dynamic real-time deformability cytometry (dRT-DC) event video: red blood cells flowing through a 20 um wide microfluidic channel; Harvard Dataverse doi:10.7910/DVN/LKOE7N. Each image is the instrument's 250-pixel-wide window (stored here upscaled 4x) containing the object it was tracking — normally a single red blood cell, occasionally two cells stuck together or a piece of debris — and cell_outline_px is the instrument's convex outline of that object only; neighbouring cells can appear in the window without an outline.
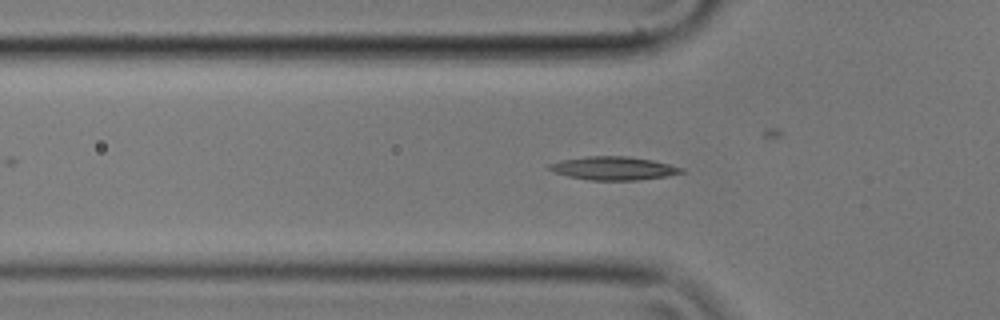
{"species": "common noctule bat (a hibernating species)", "species_latin": "Nyctalus noctula", "temperature_condition": "cold", "stored_images_in_passage": 22, "camera_frame_rate_fps": 3000, "um_per_image_px": 0.085, "animal": {"sex": "male", "body_mass_g": 17.9}, "frame": {"image": 1, "passage_image": 6, "time_ms": 1.667, "image_size_px": [1000, 320], "cell_outline_px": [[684, 172], [668, 176], [636, 180], [588, 180], [568, 176], [552, 172], [548, 168], [548, 164], [560, 160], [588, 156], [628, 156], [652, 160], [684, 168]], "centroid_in_image_um": [52.12, 14.3], "position_along_channel_um": 73.7, "area_um2": 18.03}}
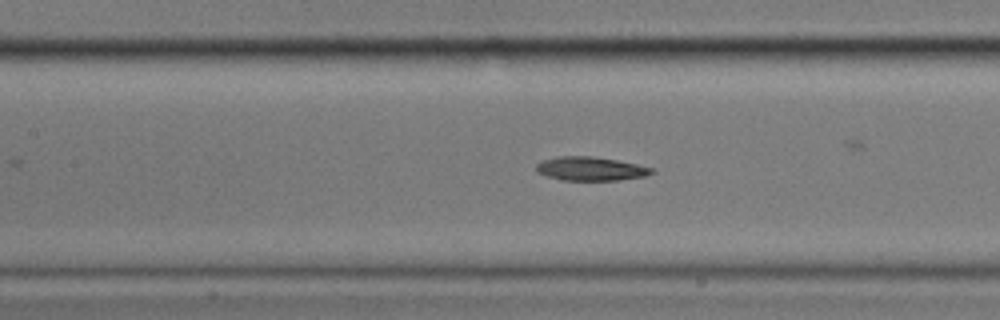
{"frame": {"image": 2, "passage_image": 13, "time_ms": 4.0, "image_size_px": [1000, 320], "cell_outline_px": [[656, 172], [644, 176], [620, 180], [560, 180], [536, 172], [536, 164], [544, 160], [556, 156], [592, 156], [616, 160], [656, 168]], "centroid_in_image_um": [50.22, 14.34], "position_along_channel_um": 157.2, "area_um2": 16.07}}
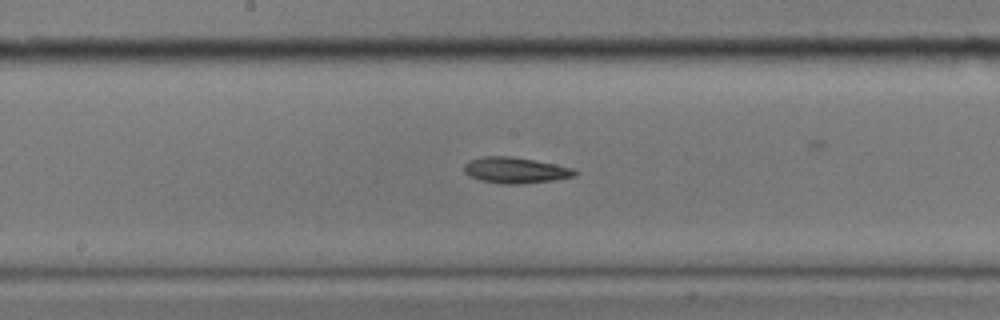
{"frame": {"image": 3, "passage_image": 17, "time_ms": 5.333, "image_size_px": [1000, 320], "cell_outline_px": [[580, 172], [576, 176], [552, 180], [520, 184], [496, 184], [480, 180], [468, 176], [464, 172], [464, 164], [472, 160], [484, 156], [512, 156], [556, 164], [576, 168]], "centroid_in_image_um": [43.84, 14.48], "position_along_channel_um": 204.4, "area_um2": 16.99}}